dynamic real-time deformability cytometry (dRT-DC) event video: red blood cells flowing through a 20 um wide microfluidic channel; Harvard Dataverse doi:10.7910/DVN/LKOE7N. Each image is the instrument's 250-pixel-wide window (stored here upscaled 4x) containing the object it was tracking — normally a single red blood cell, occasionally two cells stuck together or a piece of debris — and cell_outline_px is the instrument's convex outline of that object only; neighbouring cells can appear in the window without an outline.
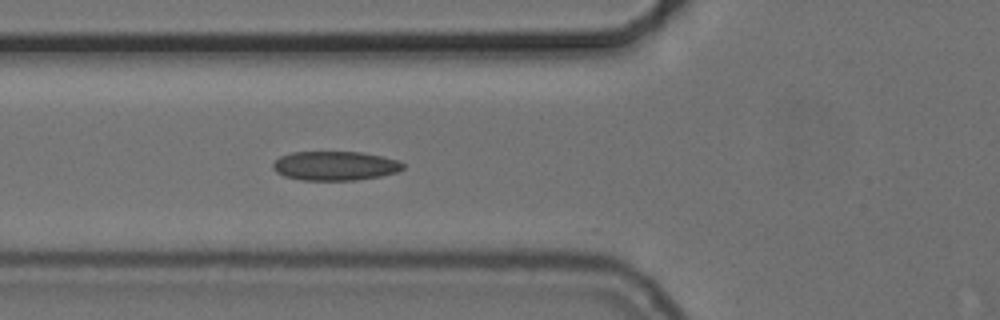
{"species": "common noctule bat (a hibernating species)", "species_latin": "Nyctalus noctula", "temperature_condition": "cold", "stored_images_in_passage": 14, "camera_frame_rate_fps": 3000, "um_per_image_px": 0.085, "animal": {"sex": "female", "body_mass_g": 24.6, "forearm_length_mm": 56.2}, "frame": {"image": 1, "passage_image": 8, "time_ms": 2.333, "image_size_px": [1000, 320], "cell_outline_px": [[404, 168], [396, 172], [380, 176], [356, 180], [300, 180], [284, 176], [276, 172], [272, 168], [272, 164], [280, 156], [292, 152], [360, 152], [380, 156], [396, 160], [404, 164]], "centroid_in_image_um": [28.44, 14.1], "position_along_channel_um": 97.4, "area_um2": 22.02}}
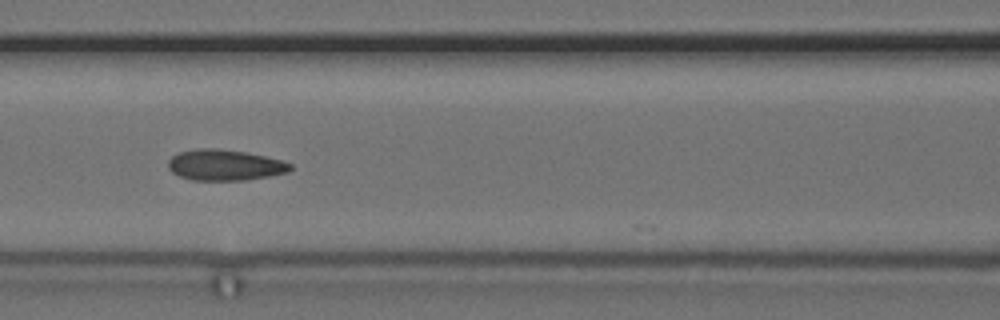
{"frame": {"image": 2, "passage_image": 12, "time_ms": 3.667, "image_size_px": [1000, 320], "cell_outline_px": [[292, 168], [288, 172], [268, 176], [244, 180], [192, 180], [180, 176], [172, 172], [168, 168], [168, 160], [172, 156], [180, 152], [196, 148], [216, 148], [248, 152], [280, 160], [292, 164]], "centroid_in_image_um": [19.09, 14.02], "position_along_channel_um": 147.5, "area_um2": 21.96}}